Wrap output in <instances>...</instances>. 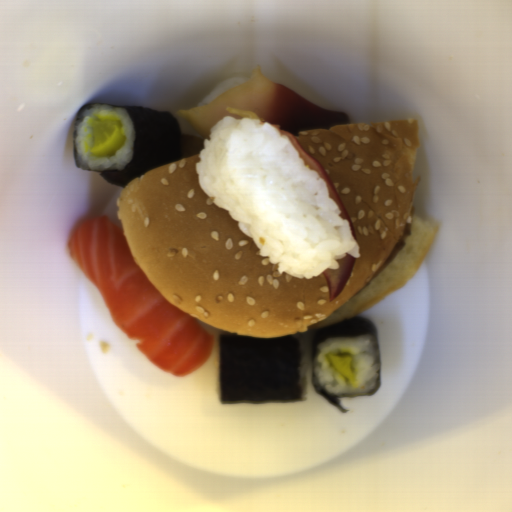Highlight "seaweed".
Instances as JSON below:
<instances>
[{"label": "seaweed", "mask_w": 512, "mask_h": 512, "mask_svg": "<svg viewBox=\"0 0 512 512\" xmlns=\"http://www.w3.org/2000/svg\"><path fill=\"white\" fill-rule=\"evenodd\" d=\"M218 373L222 403L303 399L296 338L219 335Z\"/></svg>", "instance_id": "1"}, {"label": "seaweed", "mask_w": 512, "mask_h": 512, "mask_svg": "<svg viewBox=\"0 0 512 512\" xmlns=\"http://www.w3.org/2000/svg\"><path fill=\"white\" fill-rule=\"evenodd\" d=\"M94 104H107L126 110L135 136L130 161L122 169L96 170L110 185L125 187L144 174L180 160L183 139L180 123L174 114L145 106L93 102L80 109L75 124L81 114Z\"/></svg>", "instance_id": "2"}, {"label": "seaweed", "mask_w": 512, "mask_h": 512, "mask_svg": "<svg viewBox=\"0 0 512 512\" xmlns=\"http://www.w3.org/2000/svg\"><path fill=\"white\" fill-rule=\"evenodd\" d=\"M353 336H371L374 337L379 352V364H380V379H379V388L382 383V361H381V353H380V345L379 339L377 335L376 327L367 320H363L360 318H354L347 321H343L337 324H333L330 326L314 329L311 332V345H312V364L314 363L315 355L318 352L317 347L323 343L328 338H349ZM313 389L317 394L328 400L334 407H336L341 413H348L344 406H342L339 402L341 397H362V396H334L331 394H327L324 391L313 386ZM376 391V393L378 392ZM375 393V394H376ZM368 395V396H373Z\"/></svg>", "instance_id": "3"}, {"label": "seaweed", "mask_w": 512, "mask_h": 512, "mask_svg": "<svg viewBox=\"0 0 512 512\" xmlns=\"http://www.w3.org/2000/svg\"><path fill=\"white\" fill-rule=\"evenodd\" d=\"M72 149H73L74 163H75L76 167H80L79 164H78L75 152H74V140H73V143H72Z\"/></svg>", "instance_id": "4"}]
</instances>
